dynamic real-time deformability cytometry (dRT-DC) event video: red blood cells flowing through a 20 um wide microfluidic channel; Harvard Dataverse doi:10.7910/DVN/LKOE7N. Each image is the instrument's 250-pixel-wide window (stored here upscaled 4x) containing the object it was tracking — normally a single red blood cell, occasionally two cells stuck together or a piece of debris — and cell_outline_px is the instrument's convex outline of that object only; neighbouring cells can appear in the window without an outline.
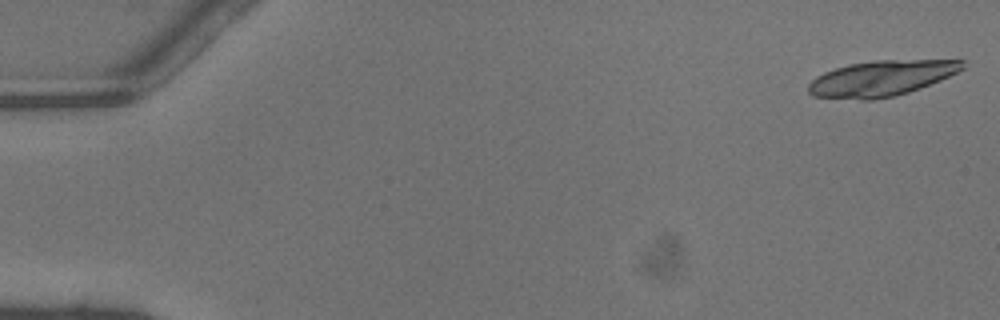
{"species": "common noctule bat (a hibernating species)", "species_latin": "Nyctalus noctula", "temperature_condition": "warm", "stored_images_in_passage": 17, "camera_frame_rate_fps": 3000, "um_per_image_px": 0.085, "animal": {"sex": "male", "body_mass_g": 13.3}, "frame": {"image": 1, "passage_image": 1, "time_ms": 0.0, "image_size_px": [1000, 320], "cell_outline_px": [[964, 68], [940, 80], [920, 88], [908, 92], [892, 96], [872, 100], [860, 100], [812, 96], [808, 92], [808, 84], [816, 76], [824, 72], [848, 64], [872, 60], [964, 60]], "centroid_in_image_um": [74.87, 6.66], "position_along_channel_um": 10.1, "area_um2": 31.85}}